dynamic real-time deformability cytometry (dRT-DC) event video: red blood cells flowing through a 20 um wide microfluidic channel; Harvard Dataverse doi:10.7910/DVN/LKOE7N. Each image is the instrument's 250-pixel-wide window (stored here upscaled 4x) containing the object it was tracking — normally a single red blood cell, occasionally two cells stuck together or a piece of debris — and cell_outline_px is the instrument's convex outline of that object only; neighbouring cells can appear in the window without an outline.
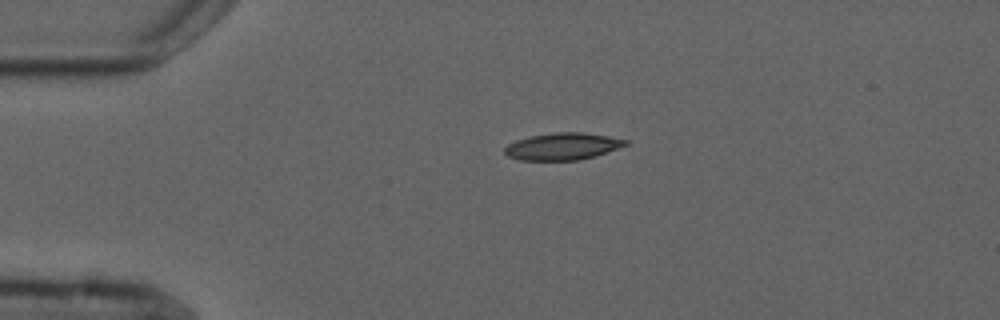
{"species": "common noctule bat (a hibernating species)", "species_latin": "Nyctalus noctula", "temperature_condition": "cold", "stored_images_in_passage": 3, "camera_frame_rate_fps": 3000, "um_per_image_px": 0.085, "animal": {"sex": "male", "forearm_length_mm": 52.5}, "frame": {"image": 1, "passage_image": 3, "time_ms": 3.333, "image_size_px": [1000, 320], "cell_outline_px": [[628, 144], [596, 156], [576, 160], [520, 160], [508, 156], [504, 152], [504, 148], [508, 144], [516, 140], [532, 136], [556, 132], [584, 132], [608, 136], [628, 140]], "centroid_in_image_um": [47.82, 12.44], "position_along_channel_um": 37.2, "area_um2": 18.9}}